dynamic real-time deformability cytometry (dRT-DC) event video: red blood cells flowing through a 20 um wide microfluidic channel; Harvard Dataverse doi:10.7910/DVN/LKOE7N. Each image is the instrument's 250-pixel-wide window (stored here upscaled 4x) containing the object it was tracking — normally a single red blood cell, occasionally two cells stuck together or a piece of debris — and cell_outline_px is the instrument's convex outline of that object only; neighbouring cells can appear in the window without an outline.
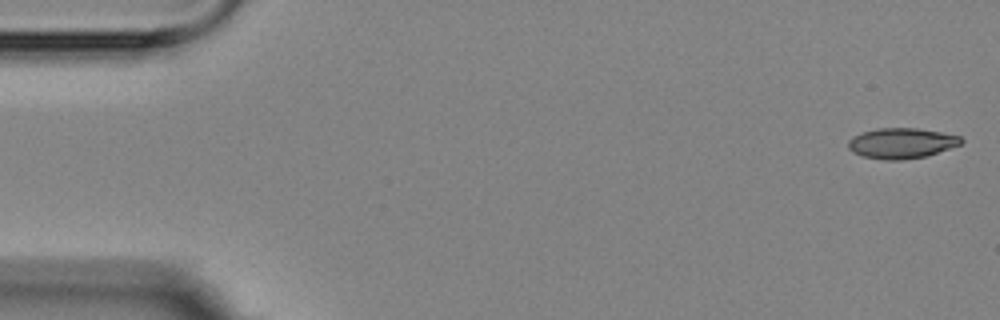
{"species": "Egyptian fruit bat (a non-hibernating species)", "species_latin": "Rousettus aegyptiacus", "temperature_condition": "room temperature", "stored_images_in_passage": 6, "segment_of_instrument_passage": [1, 2], "camera_frame_rate_fps": 3000, "um_per_image_px": 0.085, "animal": {"sex": "female"}, "frame": {"image": 1, "passage_image": 1, "time_ms": 0.0, "image_size_px": [1000, 320], "cell_outline_px": [[964, 140], [960, 144], [928, 156], [900, 160], [884, 160], [864, 156], [852, 152], [848, 148], [848, 140], [852, 136], [876, 128], [916, 128], [940, 132], [960, 136]], "centroid_in_image_um": [76.61, 12.17], "position_along_channel_um": 8.4, "area_um2": 20.0}}
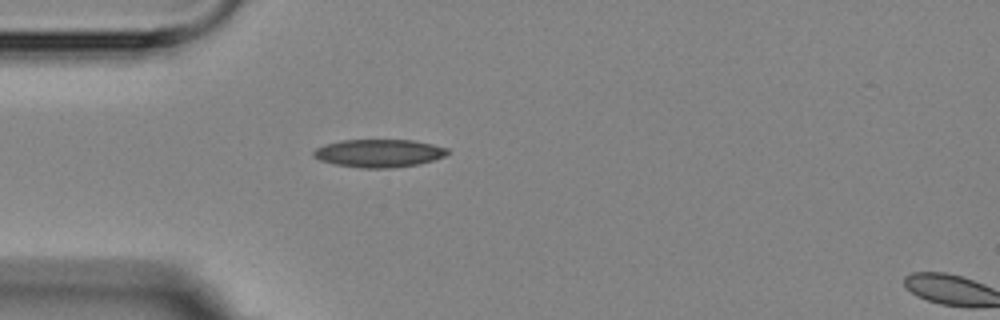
{"frame": {"image": 2, "passage_image": 5, "time_ms": 4.667, "image_size_px": [1000, 320], "cell_outline_px": [[448, 152], [444, 156], [432, 160], [416, 164], [392, 168], [360, 168], [336, 164], [320, 160], [312, 156], [312, 152], [316, 148], [324, 144], [340, 140], [412, 140], [432, 144], [448, 148]], "centroid_in_image_um": [32.16, 13.02], "position_along_channel_um": 52.8, "area_um2": 21.73}}